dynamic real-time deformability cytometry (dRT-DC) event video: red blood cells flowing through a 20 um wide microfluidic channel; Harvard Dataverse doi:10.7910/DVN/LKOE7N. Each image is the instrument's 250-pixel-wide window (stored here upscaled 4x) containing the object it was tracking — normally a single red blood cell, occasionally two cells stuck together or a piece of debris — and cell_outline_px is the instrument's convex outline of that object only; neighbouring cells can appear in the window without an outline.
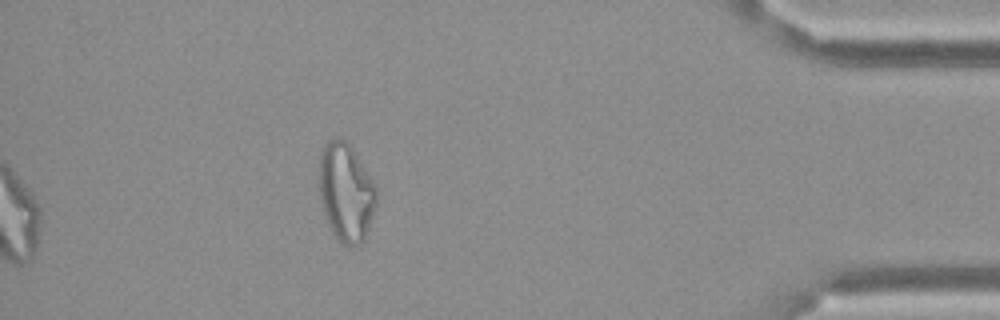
{"species": "Egyptian fruit bat (a non-hibernating species)", "species_latin": "Rousettus aegyptiacus", "temperature_condition": "cold", "stored_images_in_passage": 45, "segment_of_instrument_passage": [2, 2], "camera_frame_rate_fps": 3000, "um_per_image_px": 0.085, "frame": {"image": 1, "passage_image": 45, "time_ms": 14.667, "image_size_px": [1000, 320], "cell_outline_px": [[376, 204], [364, 240], [356, 248], [352, 248], [340, 244], [332, 232], [328, 224], [324, 212], [316, 180], [320, 152], [324, 144], [328, 140], [344, 140], [352, 148], [376, 184]], "centroid_in_image_um": [29.37, 16.37], "position_along_channel_um": 405.8, "area_um2": 33.35}}